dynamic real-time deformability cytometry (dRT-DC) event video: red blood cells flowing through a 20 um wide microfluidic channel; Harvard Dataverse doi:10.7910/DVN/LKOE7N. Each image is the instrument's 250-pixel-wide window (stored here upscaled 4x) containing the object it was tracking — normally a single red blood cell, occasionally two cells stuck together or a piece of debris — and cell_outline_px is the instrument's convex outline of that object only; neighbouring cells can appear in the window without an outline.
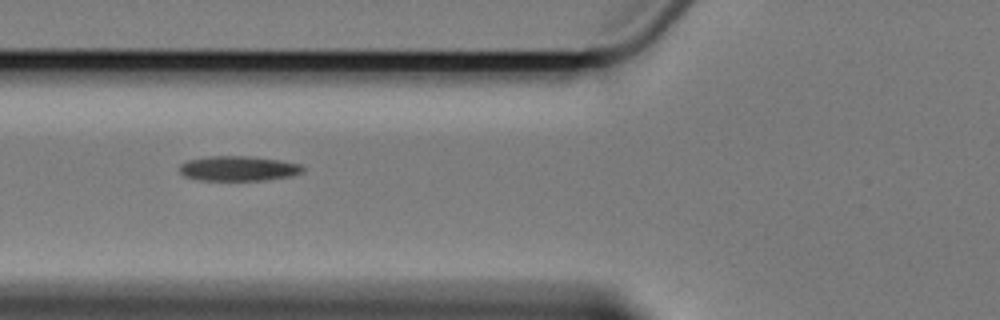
{"species": "Egyptian fruit bat (a non-hibernating species)", "species_latin": "Rousettus aegyptiacus", "temperature_condition": "cold", "stored_images_in_passage": 12, "camera_frame_rate_fps": 3000, "um_per_image_px": 0.085, "animal": {"sex": "female"}, "frame": {"image": 1, "passage_image": 3, "time_ms": 3.0, "image_size_px": [1000, 320], "cell_outline_px": [[304, 172], [292, 176], [264, 180], [200, 180], [184, 176], [180, 172], [180, 164], [188, 160], [208, 156], [252, 156], [280, 160], [300, 164], [304, 168]], "centroid_in_image_um": [20.28, 14.31], "position_along_channel_um": 105.5, "area_um2": 17.98}}
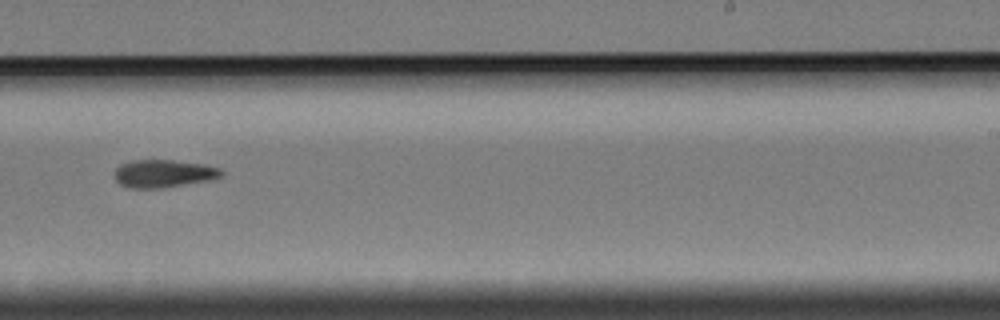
{"frame": {"image": 2, "passage_image": 7, "time_ms": 8.0, "image_size_px": [1000, 320], "cell_outline_px": [[224, 176], [212, 180], [160, 188], [128, 188], [120, 184], [116, 180], [116, 168], [120, 164], [132, 160], [172, 160], [204, 164], [220, 168], [224, 172]], "centroid_in_image_um": [13.95, 14.75], "position_along_channel_um": 275.1, "area_um2": 17.4}}
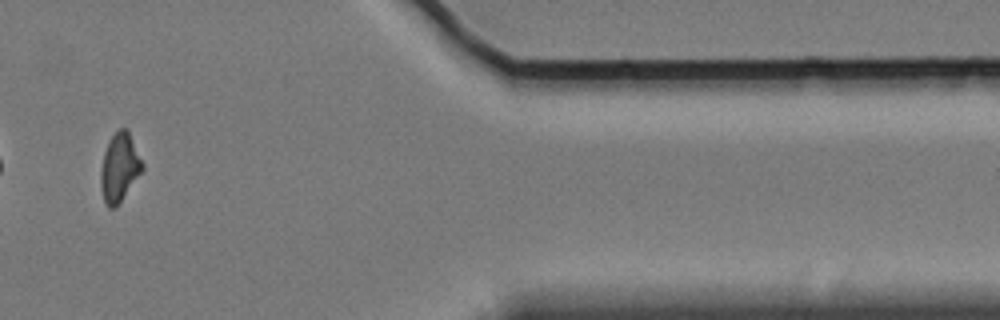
{"frame": {"image": 3, "passage_image": 11, "time_ms": 12.667, "image_size_px": [1000, 320], "cell_outline_px": [[144, 168], [120, 200], [112, 208], [108, 208], [104, 200], [100, 188], [100, 168], [104, 152], [108, 140], [120, 128], [128, 128], [144, 164]], "centroid_in_image_um": [10.14, 14.17], "position_along_channel_um": 401.3, "area_um2": 16.47}, "authors_computed_cell_mechanics": {"area_um2": 17.6579, "velocity_mm_per_s": 3.3973, "shape_relaxation_time_tau1_ms": 4.7537, "shape_relaxation_time_tau2_ms": null, "deformation_change_tau1": 0.1021, "deformation_change_tau2": null}}